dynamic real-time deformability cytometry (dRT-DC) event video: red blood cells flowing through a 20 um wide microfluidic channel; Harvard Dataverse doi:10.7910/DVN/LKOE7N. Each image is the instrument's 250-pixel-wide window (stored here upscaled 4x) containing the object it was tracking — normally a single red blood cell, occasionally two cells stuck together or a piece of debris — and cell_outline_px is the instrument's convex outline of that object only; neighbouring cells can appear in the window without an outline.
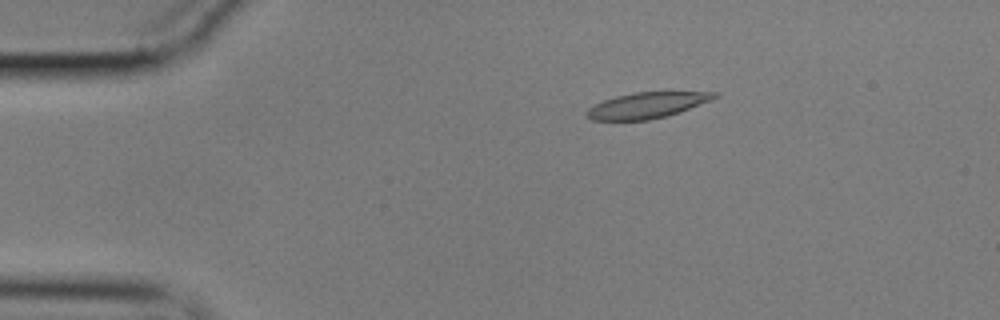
{"species": "common noctule bat (a hibernating species)", "species_latin": "Nyctalus noctula", "temperature_condition": "cold", "stored_images_in_passage": 47, "camera_frame_rate_fps": 3000, "um_per_image_px": 0.085, "animal": {"sex": "male", "body_mass_g": 17.9}, "frame": {"image": 1, "passage_image": 1, "time_ms": 0.0, "image_size_px": [1000, 320], "cell_outline_px": [[720, 96], [712, 100], [680, 112], [668, 116], [648, 120], [592, 120], [584, 112], [588, 108], [604, 100], [616, 96], [636, 92], [720, 92]], "centroid_in_image_um": [55.04, 8.95], "position_along_channel_um": 30.0, "area_um2": 19.25}}
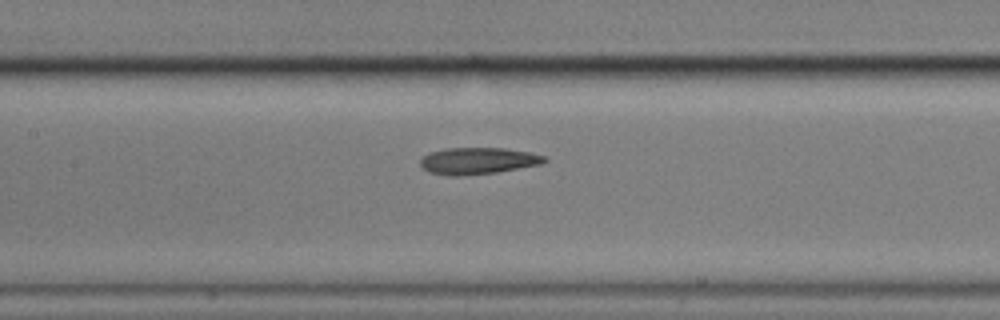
{"frame": {"image": 2, "passage_image": 17, "time_ms": 5.333, "image_size_px": [1000, 320], "cell_outline_px": [[548, 160], [540, 164], [496, 172], [460, 176], [448, 176], [428, 172], [420, 164], [420, 160], [424, 156], [432, 152], [444, 148], [504, 148], [528, 152], [544, 156]], "centroid_in_image_um": [40.59, 13.67], "position_along_channel_um": 166.8, "area_um2": 19.13}}
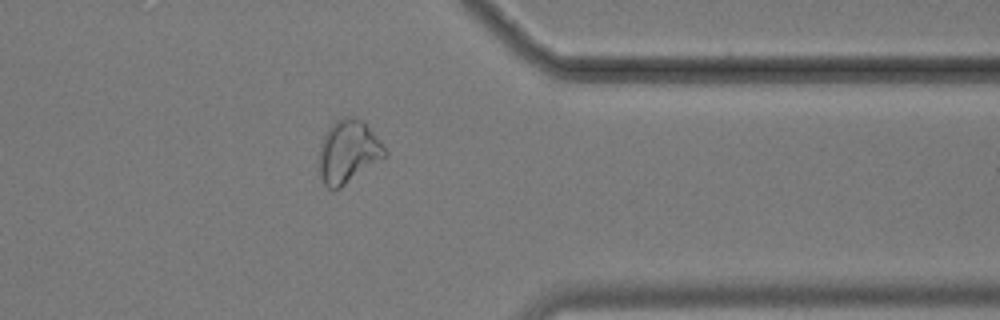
{"frame": {"image": 3, "passage_image": 36, "time_ms": 11.667, "image_size_px": [1000, 320], "cell_outline_px": [[388, 156], [340, 188], [328, 188], [324, 184], [320, 176], [320, 144], [328, 128], [336, 120], [344, 116], [356, 116], [364, 120], [380, 140], [388, 152]], "centroid_in_image_um": [29.64, 12.86], "position_along_channel_um": 381.8, "area_um2": 24.33}, "authors_computed_cell_mechanics": {"area_um2": 19.8832, "velocity_mm_per_s": 3.5398, "shape_relaxation_time_tau1_ms": 6.0126, "shape_relaxation_time_tau2_ms": 3.8293, "deformation_change_tau1": 0.1529, "deformation_change_tau2": 0.1209}}